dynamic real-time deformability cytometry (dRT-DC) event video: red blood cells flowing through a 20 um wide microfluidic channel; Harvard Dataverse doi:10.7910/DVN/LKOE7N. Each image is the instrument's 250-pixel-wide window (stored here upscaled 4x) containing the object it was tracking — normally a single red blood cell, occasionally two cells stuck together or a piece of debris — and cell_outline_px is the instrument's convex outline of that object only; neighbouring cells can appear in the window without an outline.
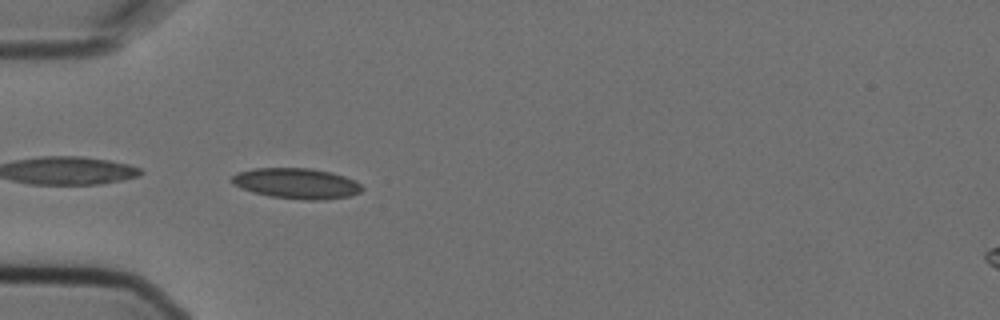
{"species": "Egyptian fruit bat (a non-hibernating species)", "species_latin": "Rousettus aegyptiacus", "temperature_condition": "cold", "stored_images_in_passage": 5, "camera_frame_rate_fps": 3000, "um_per_image_px": 0.085, "animal": {"sex": "female"}, "frame": {"image": 1, "passage_image": 4, "time_ms": 1.0, "image_size_px": [1000, 320], "cell_outline_px": [[364, 188], [360, 192], [352, 196], [324, 200], [304, 200], [272, 196], [252, 192], [240, 188], [232, 184], [228, 180], [236, 172], [252, 168], [312, 168], [332, 172], [356, 180]], "centroid_in_image_um": [25.19, 15.58], "position_along_channel_um": 59.8, "area_um2": 23.58}}